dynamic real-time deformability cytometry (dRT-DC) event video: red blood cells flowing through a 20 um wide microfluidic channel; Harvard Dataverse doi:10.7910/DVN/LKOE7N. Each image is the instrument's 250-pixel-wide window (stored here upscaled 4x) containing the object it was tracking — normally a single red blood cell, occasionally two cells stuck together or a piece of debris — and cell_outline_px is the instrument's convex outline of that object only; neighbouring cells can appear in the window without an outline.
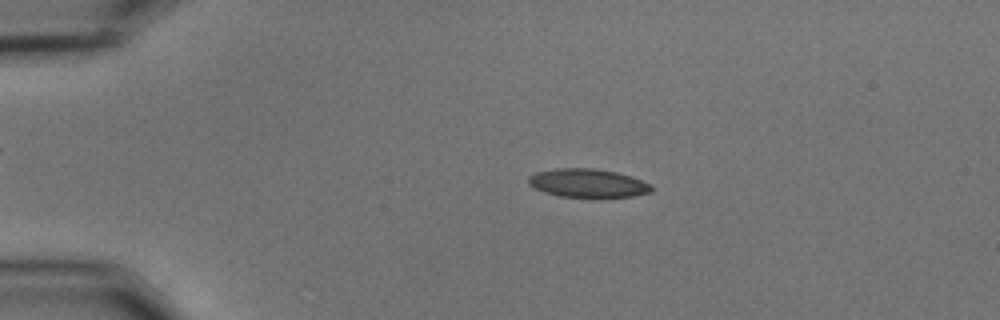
{"species": "common noctule bat (a hibernating species)", "species_latin": "Nyctalus noctula", "temperature_condition": "cold", "stored_images_in_passage": 49, "camera_frame_rate_fps": 3000, "um_per_image_px": 0.085, "animal": {"sex": "male", "body_mass_g": 15.6}, "frame": {"image": 1, "passage_image": 6, "time_ms": 1.667, "image_size_px": [1000, 320], "cell_outline_px": [[652, 192], [632, 196], [560, 196], [544, 192], [528, 184], [528, 176], [536, 172], [556, 168], [596, 168], [616, 172], [632, 176], [652, 184]], "centroid_in_image_um": [49.97, 15.54], "position_along_channel_um": 35.0, "area_um2": 20.29}}
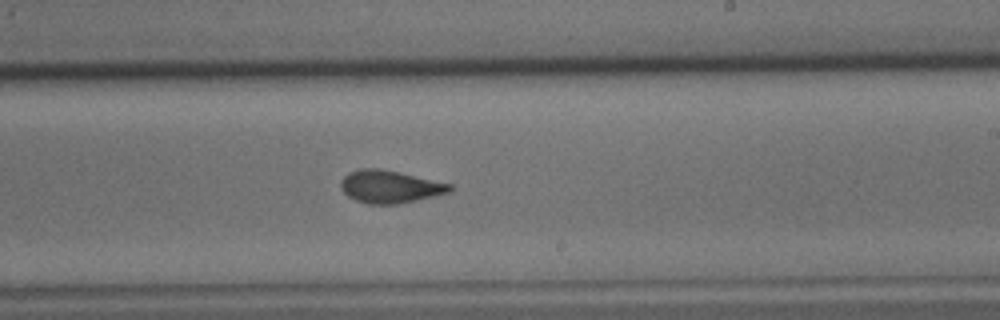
{"frame": {"image": 2, "passage_image": 28, "time_ms": 9.0, "image_size_px": [1000, 320], "cell_outline_px": [[452, 188], [448, 192], [416, 200], [396, 204], [368, 204], [356, 200], [348, 196], [340, 188], [340, 180], [348, 172], [360, 168], [380, 168], [452, 184]], "centroid_in_image_um": [33.08, 15.86], "position_along_channel_um": 255.9, "area_um2": 20.58}}
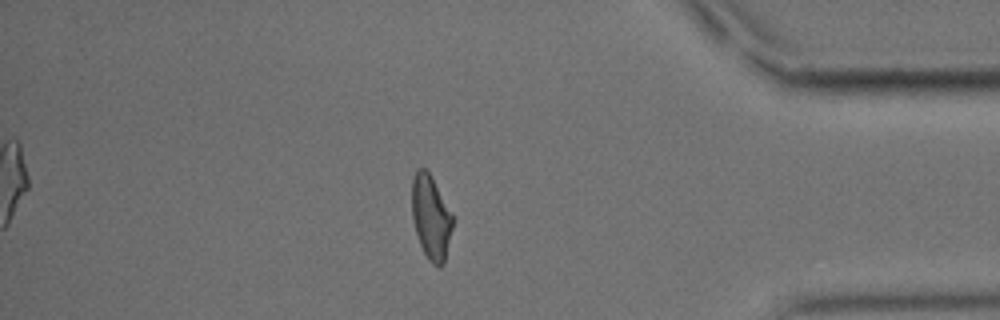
{"frame": {"image": 3, "passage_image": 42, "time_ms": 13.667, "image_size_px": [1000, 320], "cell_outline_px": [[452, 228], [444, 264], [440, 268], [432, 264], [428, 260], [420, 244], [412, 220], [412, 176], [416, 168], [424, 168], [432, 176], [452, 212]], "centroid_in_image_um": [36.62, 18.45], "position_along_channel_um": 398.6, "area_um2": 20.17}, "authors_computed_cell_mechanics": {"area_um2": 20.519, "velocity_mm_per_s": 3.6436, "shape_relaxation_time_tau1_ms": 6.8694, "shape_relaxation_time_tau2_ms": 1.7506, "deformation_change_tau1": 0.1848, "deformation_change_tau2": 0.0751}}